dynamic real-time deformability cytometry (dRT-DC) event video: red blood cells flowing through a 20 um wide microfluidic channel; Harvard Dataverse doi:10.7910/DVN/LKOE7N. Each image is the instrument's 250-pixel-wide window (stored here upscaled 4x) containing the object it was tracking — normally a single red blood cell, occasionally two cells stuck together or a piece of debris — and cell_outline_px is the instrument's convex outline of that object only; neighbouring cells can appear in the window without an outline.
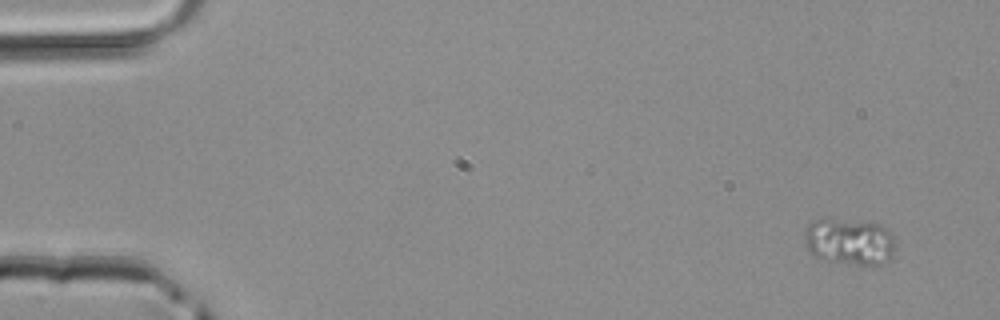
{"species": "common noctule bat (a hibernating species)", "species_latin": "Nyctalus noctula", "temperature_condition": "room temperature", "stored_images_in_passage": 5, "camera_frame_rate_fps": 3000, "um_per_image_px": 0.085, "animal": {"sex": "male", "body_mass_g": 20.4}, "frame": {"image": 1, "passage_image": 5, "time_ms": 1.333, "image_size_px": [1000, 320], "cell_outline_px": [[892, 256], [880, 264], [856, 264], [828, 260], [812, 256], [808, 252], [804, 244], [804, 232], [808, 224], [816, 220], [836, 220], [876, 224], [888, 228], [892, 232]], "centroid_in_image_um": [72.14, 20.55], "position_along_channel_um": 12.9, "area_um2": 24.04}}